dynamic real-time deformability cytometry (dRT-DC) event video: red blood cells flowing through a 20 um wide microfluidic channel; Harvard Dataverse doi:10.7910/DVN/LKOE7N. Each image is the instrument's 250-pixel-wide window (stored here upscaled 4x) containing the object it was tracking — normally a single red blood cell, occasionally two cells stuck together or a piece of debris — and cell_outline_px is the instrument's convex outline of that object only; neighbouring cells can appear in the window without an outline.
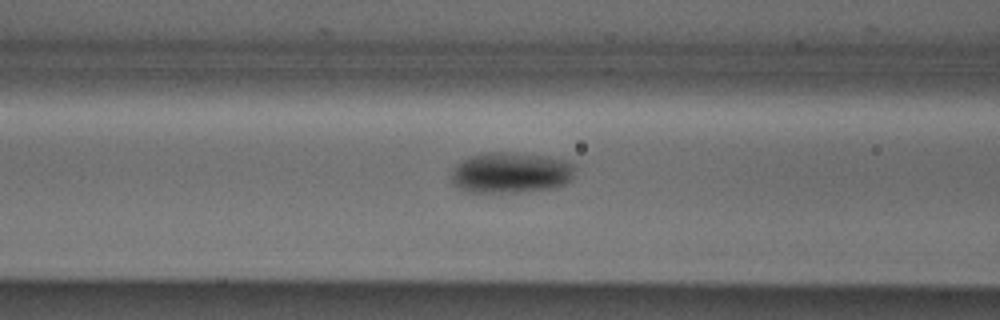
{"species": "Egyptian fruit bat (a non-hibernating species)", "species_latin": "Rousettus aegyptiacus", "temperature_condition": "cold", "stored_images_in_passage": 12, "camera_frame_rate_fps": 3000, "um_per_image_px": 0.085, "animal": {"sex": "male"}, "frame": {"image": 1, "passage_image": 10, "time_ms": 3.0, "image_size_px": [1000, 320], "cell_outline_px": [[576, 168], [572, 180], [556, 188], [520, 192], [468, 192], [456, 188], [452, 184], [448, 176], [452, 168], [460, 160], [472, 156], [488, 152], [512, 152], [548, 156], [564, 160], [572, 164]], "centroid_in_image_um": [43.37, 14.68], "position_along_channel_um": 123.2, "area_um2": 30.11}}